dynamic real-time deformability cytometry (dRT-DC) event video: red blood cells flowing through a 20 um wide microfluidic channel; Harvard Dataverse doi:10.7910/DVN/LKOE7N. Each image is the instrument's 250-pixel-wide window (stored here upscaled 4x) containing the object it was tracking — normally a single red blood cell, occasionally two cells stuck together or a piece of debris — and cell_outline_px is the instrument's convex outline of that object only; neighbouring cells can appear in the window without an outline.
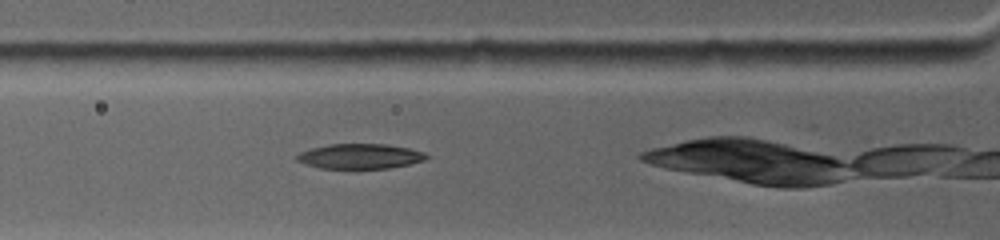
{"species": "common noctule bat (a hibernating species)", "species_latin": "Nyctalus noctula", "temperature_condition": "warm", "stored_images_in_passage": 2, "camera_frame_rate_fps": 4500, "um_per_image_px": 0.085, "animal": {"sex": "female", "body_mass_g": 19.0, "forearm_length_mm": 53.3}, "frame": {"image": 1, "passage_image": 2, "time_ms": 0.667, "image_size_px": [1000, 240], "cell_outline_px": [[428, 156], [424, 160], [408, 164], [388, 168], [320, 168], [304, 164], [296, 160], [296, 156], [300, 152], [312, 148], [328, 144], [384, 144], [408, 148], [424, 152]], "centroid_in_image_um": [30.56, 13.28], "position_along_channel_um": 95.2, "area_um2": 18.67}}